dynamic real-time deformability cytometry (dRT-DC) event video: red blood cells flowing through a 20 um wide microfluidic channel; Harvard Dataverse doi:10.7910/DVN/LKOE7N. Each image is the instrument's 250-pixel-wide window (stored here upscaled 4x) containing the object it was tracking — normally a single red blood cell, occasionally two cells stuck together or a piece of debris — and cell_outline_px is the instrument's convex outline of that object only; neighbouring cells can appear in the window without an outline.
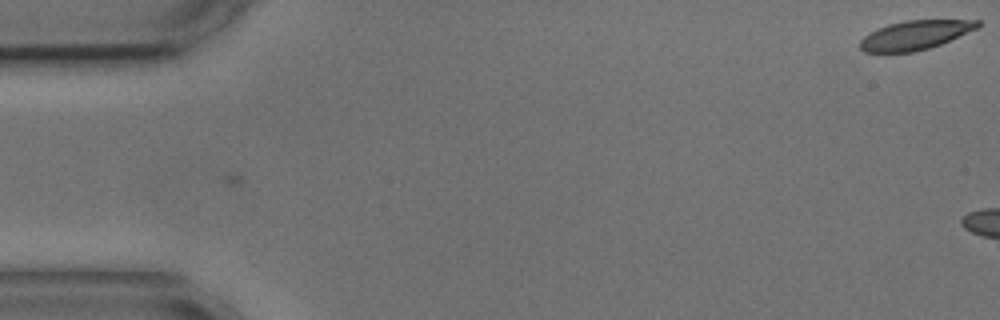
{"species": "common noctule bat (a hibernating species)", "species_latin": "Nyctalus noctula", "temperature_condition": "cold", "stored_images_in_passage": 6, "camera_frame_rate_fps": 3000, "um_per_image_px": 0.085, "animal": {"sex": "male", "body_mass_g": 17.9, "forearm_length_mm": 54.2}, "frame": {"image": 1, "passage_image": 1, "time_ms": 0.0, "image_size_px": [1000, 320], "cell_outline_px": [[980, 28], [940, 44], [928, 48], [912, 52], [864, 52], [860, 48], [860, 40], [864, 36], [876, 28], [888, 24], [904, 20], [980, 20]], "centroid_in_image_um": [77.79, 2.97], "position_along_channel_um": 7.2, "area_um2": 20.0}}